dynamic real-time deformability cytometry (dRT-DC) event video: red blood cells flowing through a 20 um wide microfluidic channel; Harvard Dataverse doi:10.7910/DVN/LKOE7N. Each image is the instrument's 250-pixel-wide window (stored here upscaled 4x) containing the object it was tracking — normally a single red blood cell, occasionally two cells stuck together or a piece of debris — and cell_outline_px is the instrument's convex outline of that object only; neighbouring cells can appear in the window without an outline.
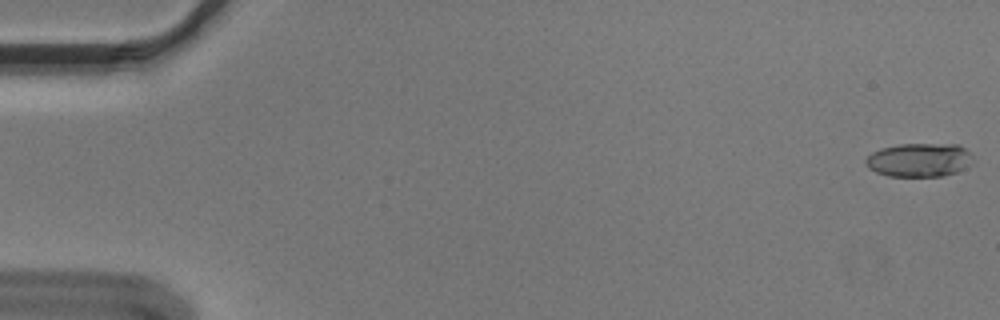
{"species": "Egyptian fruit bat (a non-hibernating species)", "species_latin": "Rousettus aegyptiacus", "temperature_condition": "cold", "stored_images_in_passage": 55, "camera_frame_rate_fps": 3000, "um_per_image_px": 0.085, "animal": {"sex": "male"}, "frame": {"image": 1, "passage_image": 1, "time_ms": 0.0, "image_size_px": [1000, 320], "cell_outline_px": [[972, 156], [968, 164], [964, 168], [956, 172], [944, 176], [888, 176], [876, 172], [868, 168], [864, 164], [864, 160], [872, 152], [880, 148], [900, 144], [956, 144], [964, 148]], "centroid_in_image_um": [78.07, 13.59], "position_along_channel_um": 6.9, "area_um2": 20.98}}
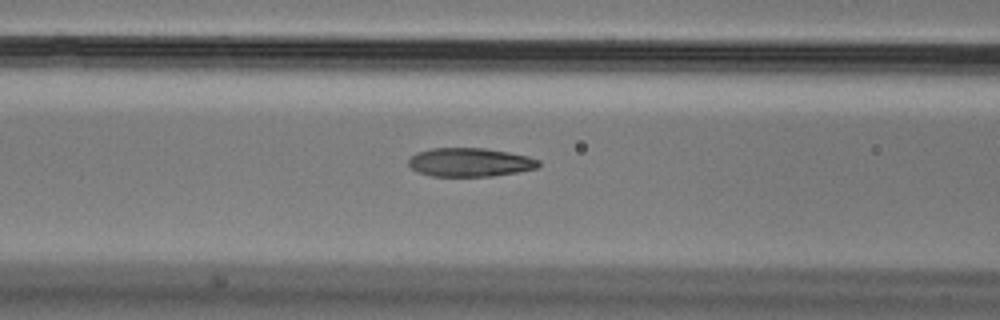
{"frame": {"image": 2, "passage_image": 23, "time_ms": 7.333, "image_size_px": [1000, 320], "cell_outline_px": [[540, 164], [536, 168], [520, 172], [492, 176], [432, 176], [416, 172], [408, 164], [408, 160], [416, 152], [432, 148], [484, 148], [508, 152], [528, 156], [540, 160]], "centroid_in_image_um": [39.94, 13.79], "position_along_channel_um": 126.7, "area_um2": 21.85}}
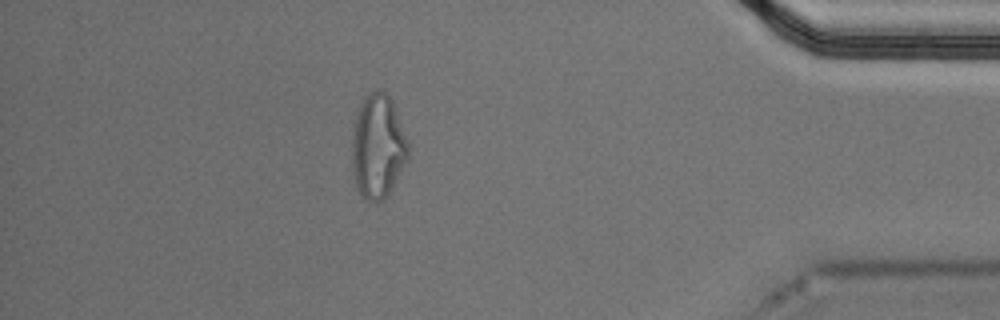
{"frame": {"image": 3, "passage_image": 49, "time_ms": 16.0, "image_size_px": [1000, 320], "cell_outline_px": [[408, 156], [388, 196], [384, 200], [368, 200], [360, 192], [356, 184], [352, 168], [352, 140], [356, 120], [360, 104], [372, 92], [384, 92], [392, 100], [408, 144]], "centroid_in_image_um": [32.12, 12.49], "position_along_channel_um": 403.1, "area_um2": 33.0}, "authors_computed_cell_mechanics": {"area_um2": 22.0218, "velocity_mm_per_s": 3.6414, "shape_relaxation_time_tau1_ms": null, "shape_relaxation_time_tau2_ms": 2.5245, "deformation_change_tau1": null, "deformation_change_tau2": 0.1005}}